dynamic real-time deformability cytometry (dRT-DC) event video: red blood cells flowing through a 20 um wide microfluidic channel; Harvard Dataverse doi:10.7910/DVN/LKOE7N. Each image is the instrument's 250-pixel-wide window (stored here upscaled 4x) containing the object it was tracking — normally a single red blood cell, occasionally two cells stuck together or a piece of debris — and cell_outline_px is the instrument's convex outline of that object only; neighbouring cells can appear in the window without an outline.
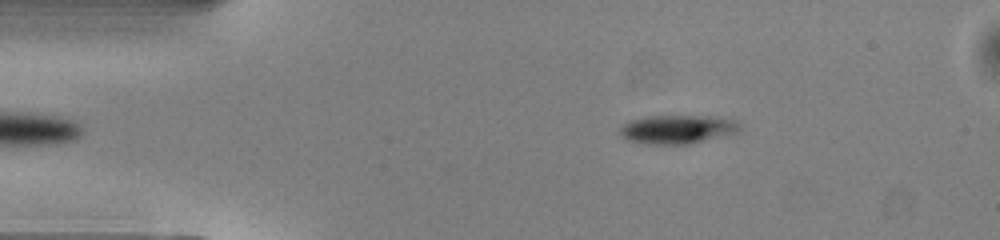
{"species": "common noctule bat (a hibernating species)", "species_latin": "Nyctalus noctula", "temperature_condition": "warm", "stored_images_in_passage": 36, "camera_frame_rate_fps": 3000, "um_per_image_px": 0.085, "animal": {"sex": "male", "body_mass_g": 13.0, "forearm_length_mm": 53.1}, "frame": {"image": 1, "passage_image": 1, "time_ms": 0.0, "image_size_px": [1000, 240], "cell_outline_px": [[744, 128], [740, 132], [728, 136], [688, 144], [648, 144], [624, 140], [620, 132], [620, 124], [628, 120], [644, 116], [712, 116], [736, 120]], "centroid_in_image_um": [57.61, 10.99], "position_along_channel_um": 27.4, "area_um2": 20.69}}
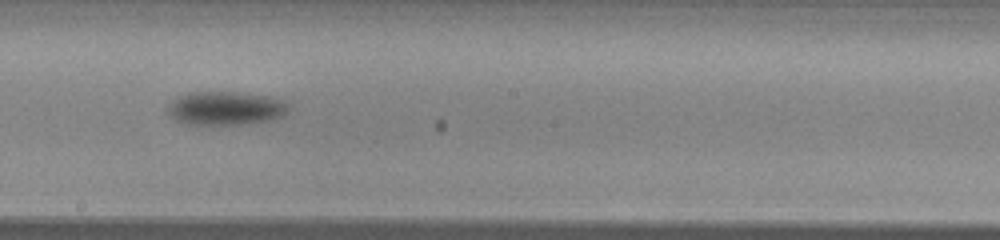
{"frame": {"image": 2, "passage_image": 20, "time_ms": 6.333, "image_size_px": [1000, 240], "cell_outline_px": [[288, 112], [284, 116], [272, 120], [248, 124], [188, 124], [176, 120], [168, 112], [168, 108], [172, 100], [188, 92], [240, 92], [276, 96], [284, 100], [288, 104]], "centroid_in_image_um": [19.27, 9.19], "position_along_channel_um": 228.9, "area_um2": 23.99}}
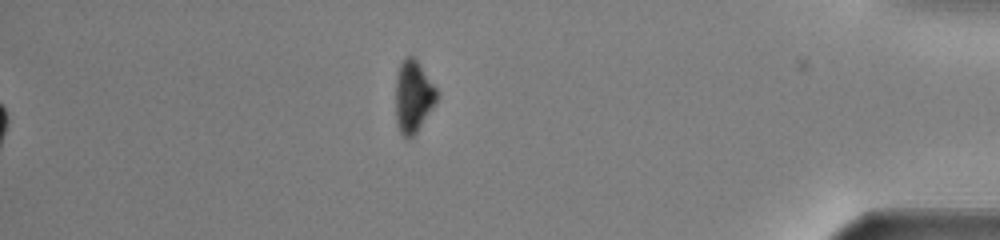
{"frame": {"image": 3, "passage_image": 36, "time_ms": 11.667, "image_size_px": [1000, 240], "cell_outline_px": [[436, 104], [416, 132], [408, 140], [400, 132], [396, 124], [396, 76], [400, 64], [404, 56], [412, 56], [416, 60], [436, 88]], "centroid_in_image_um": [35.1, 8.22], "position_along_channel_um": 400.1, "area_um2": 17.11}, "authors_computed_cell_mechanics": {"area_um2": 23.4379, "velocity_mm_per_s": 4.0508, "shape_relaxation_time_tau1_ms": 1.3189, "shape_relaxation_time_tau2_ms": null, "deformation_change_tau1": 0.09, "deformation_change_tau2": null}}